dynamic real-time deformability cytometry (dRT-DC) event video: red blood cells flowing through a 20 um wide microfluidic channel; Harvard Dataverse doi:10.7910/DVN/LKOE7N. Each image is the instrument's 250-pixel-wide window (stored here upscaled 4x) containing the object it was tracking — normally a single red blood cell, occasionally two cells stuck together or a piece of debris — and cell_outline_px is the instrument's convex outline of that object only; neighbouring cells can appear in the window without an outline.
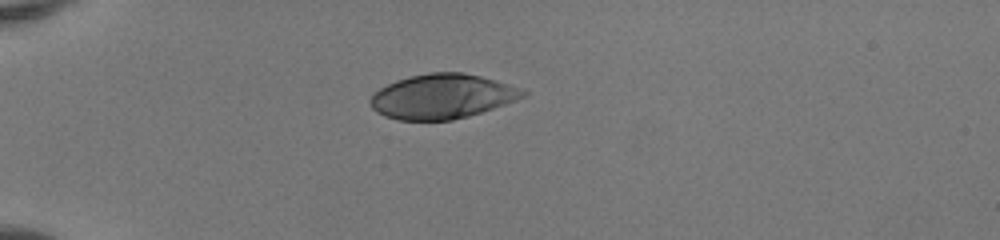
{"species": "human", "species_latin": "Homo sapiens", "temperature_condition": "room temperature", "stored_images_in_passage": 37, "camera_frame_rate_fps": 3000, "um_per_image_px": 0.085, "donor": {"sex": "female"}, "frame": {"image": 1, "passage_image": 1, "time_ms": 0.0, "image_size_px": [1000, 240], "cell_outline_px": [[528, 92], [524, 96], [504, 104], [468, 116], [452, 120], [396, 120], [384, 116], [376, 112], [372, 108], [368, 100], [380, 88], [396, 80], [412, 76], [432, 72], [464, 72], [480, 76], [508, 84], [520, 88]], "centroid_in_image_um": [37.54, 8.2], "position_along_channel_um": 47.5, "area_um2": 39.36}}
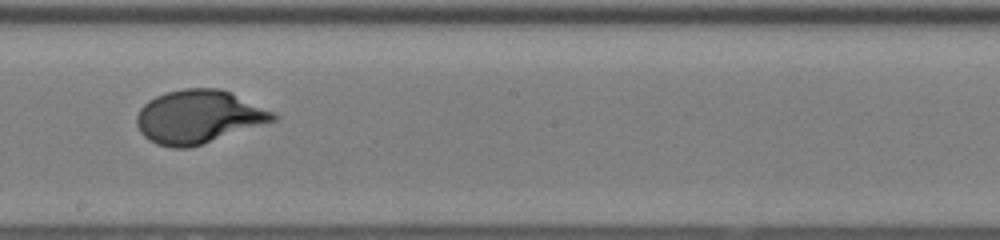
{"frame": {"image": 2, "passage_image": 17, "time_ms": 5.333, "image_size_px": [1000, 240], "cell_outline_px": [[276, 120], [188, 148], [172, 148], [156, 144], [144, 136], [140, 132], [136, 124], [136, 116], [140, 108], [148, 100], [156, 96], [168, 92], [184, 88], [220, 88], [232, 92], [276, 112]], "centroid_in_image_um": [16.87, 9.91], "position_along_channel_um": 231.3, "area_um2": 42.31}}
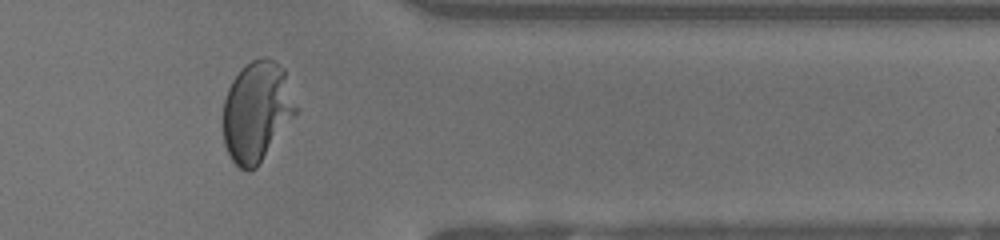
{"frame": {"image": 3, "passage_image": 29, "time_ms": 9.333, "image_size_px": [1000, 240], "cell_outline_px": [[300, 108], [256, 168], [248, 172], [240, 168], [232, 160], [224, 144], [224, 100], [228, 88], [232, 80], [244, 64], [260, 56], [264, 56], [272, 60], [284, 68]], "centroid_in_image_um": [21.85, 9.44], "position_along_channel_um": 389.5, "area_um2": 42.77}, "authors_computed_cell_mechanics": {"area_um2": 41.7894, "velocity_mm_per_s": 4.1342, "shape_relaxation_time_tau1_ms": 3.7815, "shape_relaxation_time_tau2_ms": null, "deformation_change_tau1": 0.2041, "deformation_change_tau2": null}}